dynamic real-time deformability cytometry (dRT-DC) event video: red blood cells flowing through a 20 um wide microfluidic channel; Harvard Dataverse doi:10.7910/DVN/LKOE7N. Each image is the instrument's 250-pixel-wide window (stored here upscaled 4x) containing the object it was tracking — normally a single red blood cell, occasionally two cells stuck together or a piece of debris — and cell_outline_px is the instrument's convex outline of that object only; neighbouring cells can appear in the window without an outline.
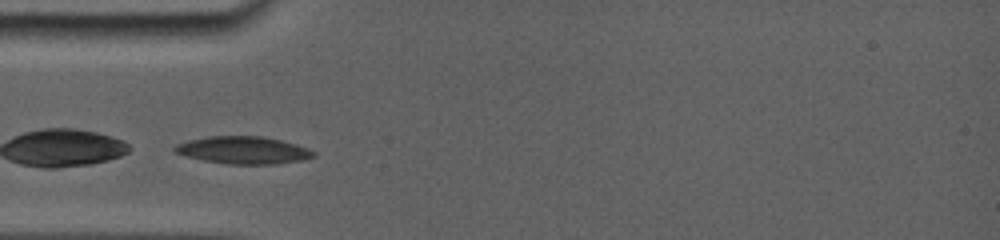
{"species": "common noctule bat (a hibernating species)", "species_latin": "Nyctalus noctula", "temperature_condition": "room temperature", "stored_images_in_passage": 18, "camera_frame_rate_fps": 5000, "um_per_image_px": 0.085, "animal": {"sex": "female", "body_mass_g": 19.0, "forearm_length_mm": 56.7}, "frame": {"image": 1, "passage_image": 1, "time_ms": 0.0, "image_size_px": [1000, 240], "cell_outline_px": [[316, 156], [300, 160], [276, 164], [228, 164], [204, 160], [188, 156], [176, 152], [172, 148], [180, 144], [192, 140], [212, 136], [260, 136], [280, 140], [316, 152]], "centroid_in_image_um": [20.7, 12.77], "position_along_channel_um": 64.3, "area_um2": 21.5}}